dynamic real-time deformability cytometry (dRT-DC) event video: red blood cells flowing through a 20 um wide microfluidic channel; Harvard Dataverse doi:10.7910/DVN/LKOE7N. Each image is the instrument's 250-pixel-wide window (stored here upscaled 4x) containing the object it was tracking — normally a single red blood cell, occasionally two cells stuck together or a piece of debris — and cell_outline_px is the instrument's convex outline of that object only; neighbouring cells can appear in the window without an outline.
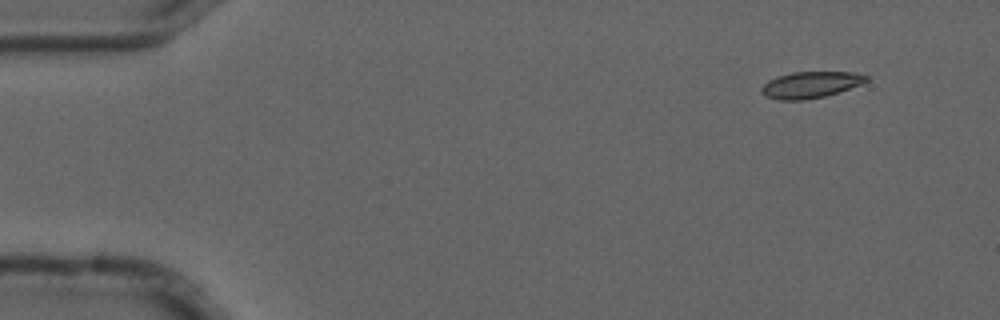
{"species": "common noctule bat (a hibernating species)", "species_latin": "Nyctalus noctula", "temperature_condition": "cold", "stored_images_in_passage": 5, "segment_of_instrument_passage": [1, 2], "camera_frame_rate_fps": 3000, "um_per_image_px": 0.085, "animal": {"sex": "male", "forearm_length_mm": 52.5}, "frame": {"image": 1, "passage_image": 1, "time_ms": 0.0, "image_size_px": [1000, 320], "cell_outline_px": [[868, 80], [860, 84], [824, 96], [804, 100], [780, 100], [764, 96], [760, 92], [760, 88], [768, 80], [776, 76], [792, 72], [852, 72], [868, 76]], "centroid_in_image_um": [68.82, 7.2], "position_along_channel_um": 16.2, "area_um2": 16.01}}
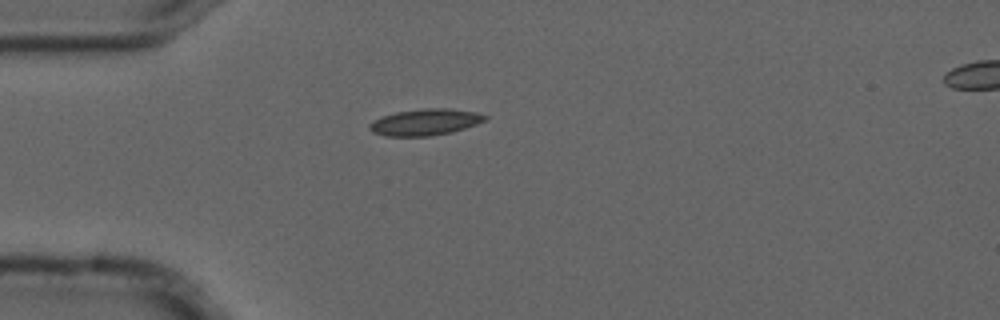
{"frame": {"image": 2, "passage_image": 4, "time_ms": 1.0, "image_size_px": [1000, 320], "cell_outline_px": [[488, 120], [452, 132], [428, 136], [384, 136], [372, 132], [368, 128], [368, 124], [384, 116], [396, 112], [424, 108], [452, 108], [476, 112], [488, 116]], "centroid_in_image_um": [36.17, 10.38], "position_along_channel_um": 48.8, "area_um2": 17.8}}